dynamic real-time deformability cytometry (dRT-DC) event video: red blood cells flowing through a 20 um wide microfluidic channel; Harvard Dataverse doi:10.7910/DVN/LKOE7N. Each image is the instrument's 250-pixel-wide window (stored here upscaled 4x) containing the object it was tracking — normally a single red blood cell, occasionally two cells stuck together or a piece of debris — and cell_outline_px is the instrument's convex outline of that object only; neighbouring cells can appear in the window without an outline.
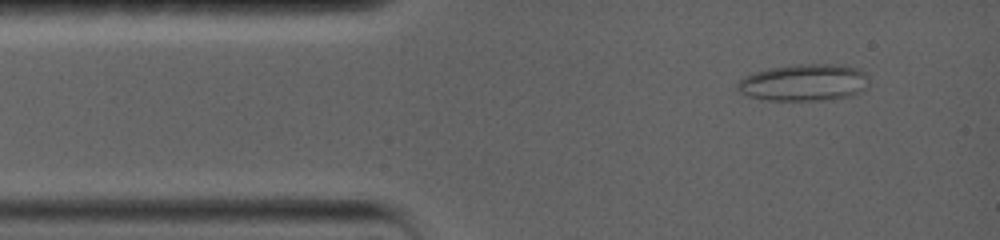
{"species": "common noctule bat (a hibernating species)", "species_latin": "Nyctalus noctula", "temperature_condition": "warm", "stored_images_in_passage": 41, "camera_frame_rate_fps": 5000, "um_per_image_px": 0.085, "animal": {"sex": "female", "body_mass_g": 19.0, "forearm_length_mm": 56.7}, "frame": {"image": 1, "passage_image": 2, "time_ms": 0.8, "image_size_px": [1000, 240], "cell_outline_px": [[868, 88], [852, 96], [824, 100], [768, 100], [748, 96], [740, 92], [736, 88], [736, 84], [744, 76], [752, 72], [768, 68], [800, 64], [832, 64], [860, 68], [868, 76]], "centroid_in_image_um": [68.35, 7.01], "position_along_channel_um": 16.6, "area_um2": 28.55}}
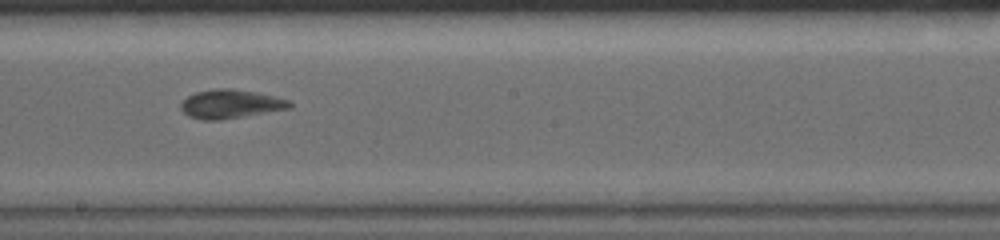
{"frame": {"image": 2, "passage_image": 15, "time_ms": 8.0, "image_size_px": [1000, 240], "cell_outline_px": [[292, 108], [220, 120], [200, 120], [188, 116], [180, 108], [180, 104], [188, 96], [196, 92], [212, 88], [232, 88], [256, 92], [276, 96], [288, 100], [292, 104]], "centroid_in_image_um": [19.59, 8.83], "position_along_channel_um": 228.6, "area_um2": 18.38}}
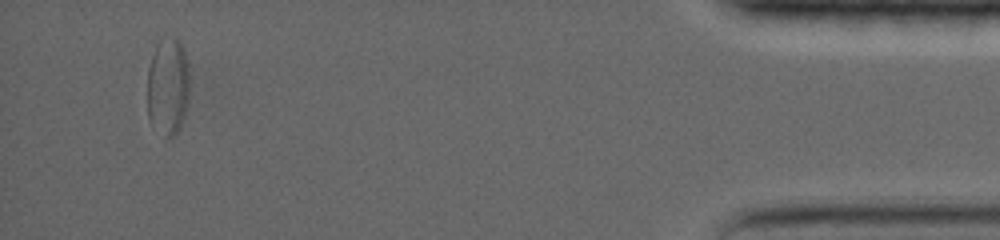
{"frame": {"image": 3, "passage_image": 36, "time_ms": 16.0, "image_size_px": [1000, 240], "cell_outline_px": [[188, 96], [184, 116], [180, 128], [172, 136], [164, 140], [148, 120], [148, 68], [156, 44], [164, 32], [176, 36], [180, 40], [184, 48], [188, 64]], "centroid_in_image_um": [14.26, 7.29], "position_along_channel_um": 420.9, "area_um2": 24.85}, "authors_computed_cell_mechanics": {"area_um2": 19.652, "velocity_mm_per_s": 3.5508, "shape_relaxation_time_tau1_ms": null, "shape_relaxation_time_tau2_ms": 2.0362, "deformation_change_tau1": null, "deformation_change_tau2": 0.0615}}